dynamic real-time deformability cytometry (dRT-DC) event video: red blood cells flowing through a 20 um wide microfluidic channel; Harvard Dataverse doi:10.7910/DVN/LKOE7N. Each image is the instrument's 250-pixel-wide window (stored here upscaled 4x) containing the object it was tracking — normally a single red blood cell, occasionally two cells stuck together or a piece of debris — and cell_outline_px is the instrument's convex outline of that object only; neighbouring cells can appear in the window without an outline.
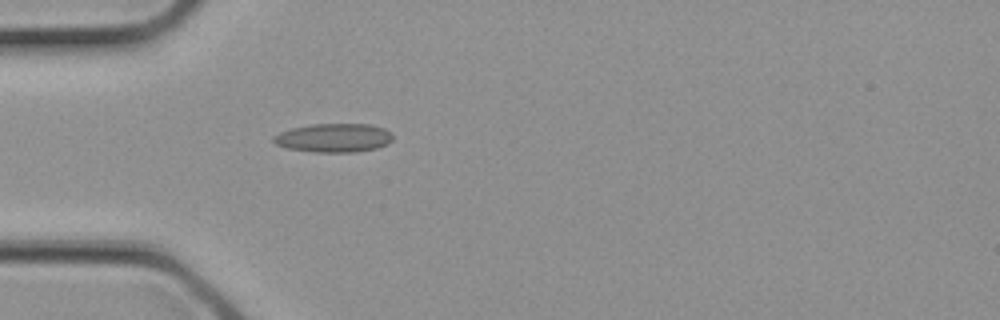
{"species": "common noctule bat (a hibernating species)", "species_latin": "Nyctalus noctula", "temperature_condition": "cold", "stored_images_in_passage": 3, "camera_frame_rate_fps": 3000, "um_per_image_px": 0.085, "animal": {"sex": "female", "body_mass_g": 21.9}, "frame": {"image": 1, "passage_image": 3, "time_ms": 0.667, "image_size_px": [1000, 320], "cell_outline_px": [[392, 140], [388, 144], [376, 148], [356, 152], [316, 152], [284, 148], [276, 144], [272, 140], [272, 136], [280, 132], [292, 128], [312, 124], [372, 124], [384, 128], [392, 132]], "centroid_in_image_um": [28.38, 11.71], "position_along_channel_um": 56.6, "area_um2": 20.17}}